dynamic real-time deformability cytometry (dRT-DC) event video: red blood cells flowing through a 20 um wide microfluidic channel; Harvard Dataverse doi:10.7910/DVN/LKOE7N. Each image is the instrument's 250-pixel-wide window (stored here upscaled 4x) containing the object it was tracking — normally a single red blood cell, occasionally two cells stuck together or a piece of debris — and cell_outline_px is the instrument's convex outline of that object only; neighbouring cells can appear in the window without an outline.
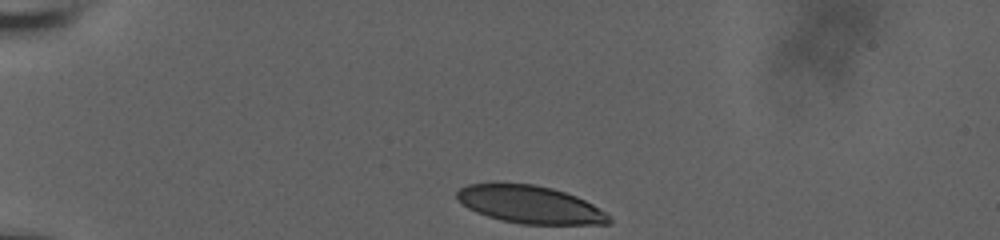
{"species": "human", "species_latin": "Homo sapiens", "temperature_condition": "room temperature", "stored_images_in_passage": 36, "camera_frame_rate_fps": 3000, "um_per_image_px": 0.085, "donor": {"sex": "male"}, "frame": {"image": 1, "passage_image": 1, "time_ms": 0.0, "image_size_px": [1000, 240], "cell_outline_px": [[612, 224], [520, 224], [500, 220], [476, 212], [468, 208], [456, 200], [456, 192], [460, 188], [468, 184], [496, 180], [532, 184], [552, 188], [576, 196], [592, 204], [604, 212], [612, 220]], "centroid_in_image_um": [44.96, 17.35], "position_along_channel_um": 40.0, "area_um2": 34.04}}
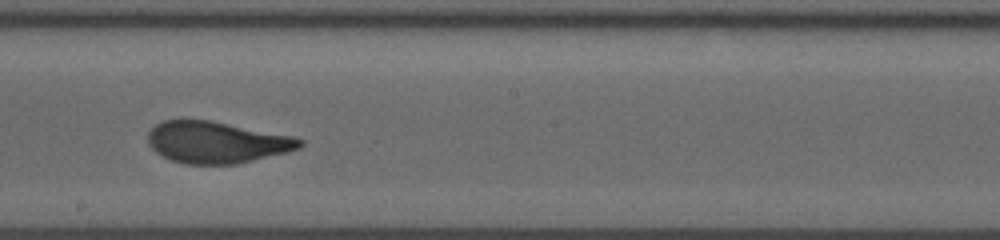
{"frame": {"image": 2, "passage_image": 21, "time_ms": 6.667, "image_size_px": [1000, 240], "cell_outline_px": [[304, 144], [300, 148], [288, 152], [236, 164], [184, 164], [172, 160], [156, 152], [148, 144], [148, 132], [156, 124], [164, 120], [184, 116], [212, 120], [292, 136], [304, 140]], "centroid_in_image_um": [18.38, 12.06], "position_along_channel_um": 229.8, "area_um2": 37.51}}
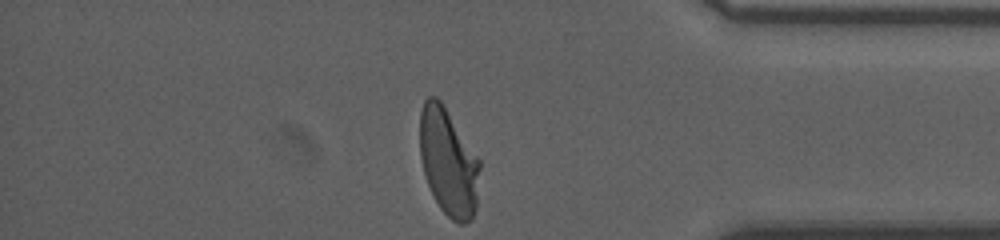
{"frame": {"image": 3, "passage_image": 36, "time_ms": 11.667, "image_size_px": [1000, 240], "cell_outline_px": [[480, 168], [476, 208], [472, 220], [464, 224], [460, 224], [452, 220], [440, 208], [428, 184], [424, 172], [420, 156], [420, 112], [424, 100], [428, 96], [436, 96], [440, 100], [480, 160]], "centroid_in_image_um": [38.12, 13.79], "position_along_channel_um": 397.1, "area_um2": 37.34}, "authors_computed_cell_mechanics": {"area_um2": 37.1654, "velocity_mm_per_s": 3.72, "shape_relaxation_time_tau1_ms": 5.0482, "shape_relaxation_time_tau2_ms": 0.6676, "deformation_change_tau1": 0.1951, "deformation_change_tau2": 0.0854}}